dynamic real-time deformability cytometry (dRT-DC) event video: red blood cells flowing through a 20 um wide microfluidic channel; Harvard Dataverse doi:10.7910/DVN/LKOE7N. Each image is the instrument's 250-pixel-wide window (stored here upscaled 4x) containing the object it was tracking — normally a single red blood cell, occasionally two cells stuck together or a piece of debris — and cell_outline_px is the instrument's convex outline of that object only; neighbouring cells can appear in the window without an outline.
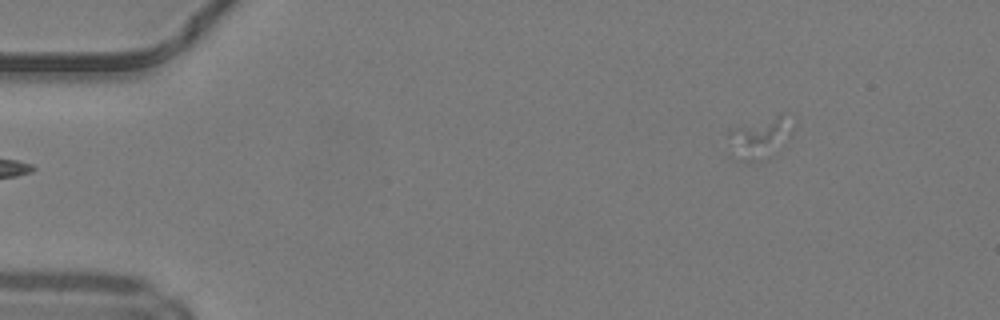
{"species": "common noctule bat (a hibernating species)", "species_latin": "Nyctalus noctula", "temperature_condition": "warm", "stored_images_in_passage": 26, "camera_frame_rate_fps": 3000, "um_per_image_px": 0.085, "animal": {"sex": "male", "body_mass_g": 19.2, "forearm_length_mm": 51.8}, "frame": {"image": 1, "passage_image": 1, "time_ms": 0.0, "image_size_px": [1000, 320], "cell_outline_px": [[796, 128], [768, 160], [736, 160], [728, 136], [728, 128], [776, 116], [780, 116], [796, 124]], "centroid_in_image_um": [64.58, 11.73], "position_along_channel_um": 20.4, "area_um2": 15.14}}
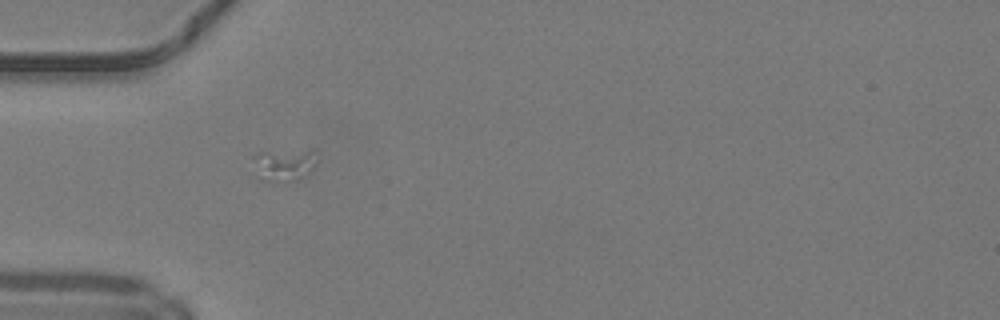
{"frame": {"image": 2, "passage_image": 11, "time_ms": 3.333, "image_size_px": [1000, 320], "cell_outline_px": [[320, 160], [300, 180], [272, 184], [260, 180], [256, 176], [252, 156], [256, 152], [308, 148], [316, 148]], "centroid_in_image_um": [24.18, 13.99], "position_along_channel_um": 60.8, "area_um2": 13.29}}